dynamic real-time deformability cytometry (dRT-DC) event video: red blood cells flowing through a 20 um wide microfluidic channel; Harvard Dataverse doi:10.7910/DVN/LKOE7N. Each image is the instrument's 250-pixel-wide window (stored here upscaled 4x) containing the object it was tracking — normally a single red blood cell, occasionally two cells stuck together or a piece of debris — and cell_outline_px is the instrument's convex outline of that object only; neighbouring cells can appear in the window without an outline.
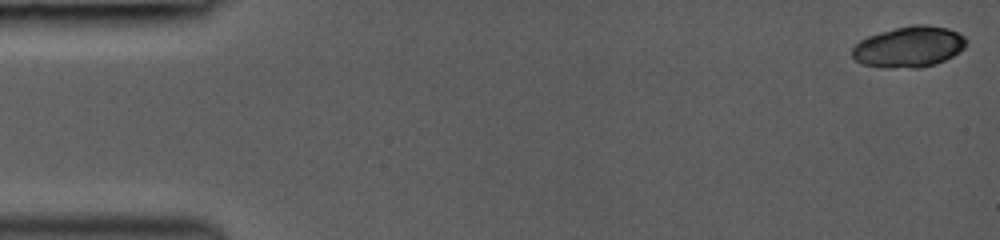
{"species": "common noctule bat (a hibernating species)", "species_latin": "Nyctalus noctula", "temperature_condition": "room temperature", "stored_images_in_passage": 4, "camera_frame_rate_fps": 3000, "um_per_image_px": 0.085, "animal": {"sex": "female", "body_mass_g": 19.0, "forearm_length_mm": 53.3}, "frame": {"image": 1, "passage_image": 1, "time_ms": 0.0, "image_size_px": [1000, 240], "cell_outline_px": [[968, 44], [960, 52], [936, 64], [920, 68], [884, 68], [860, 64], [852, 56], [852, 48], [860, 40], [868, 36], [880, 32], [912, 24], [928, 24], [948, 28], [964, 36], [968, 40]], "centroid_in_image_um": [77.28, 3.99], "position_along_channel_um": 7.7, "area_um2": 27.57}}
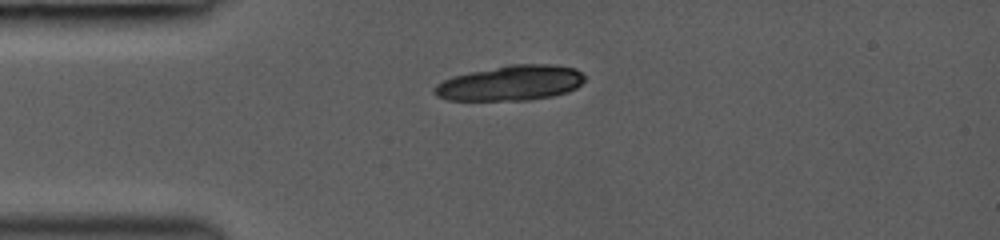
{"frame": {"image": 2, "passage_image": 4, "time_ms": 3.667, "image_size_px": [1000, 240], "cell_outline_px": [[584, 80], [576, 88], [568, 92], [552, 96], [528, 100], [448, 100], [436, 96], [432, 92], [432, 88], [436, 84], [452, 76], [512, 64], [552, 64], [576, 68], [584, 76]], "centroid_in_image_um": [43.39, 7.06], "position_along_channel_um": 41.6, "area_um2": 30.75}}